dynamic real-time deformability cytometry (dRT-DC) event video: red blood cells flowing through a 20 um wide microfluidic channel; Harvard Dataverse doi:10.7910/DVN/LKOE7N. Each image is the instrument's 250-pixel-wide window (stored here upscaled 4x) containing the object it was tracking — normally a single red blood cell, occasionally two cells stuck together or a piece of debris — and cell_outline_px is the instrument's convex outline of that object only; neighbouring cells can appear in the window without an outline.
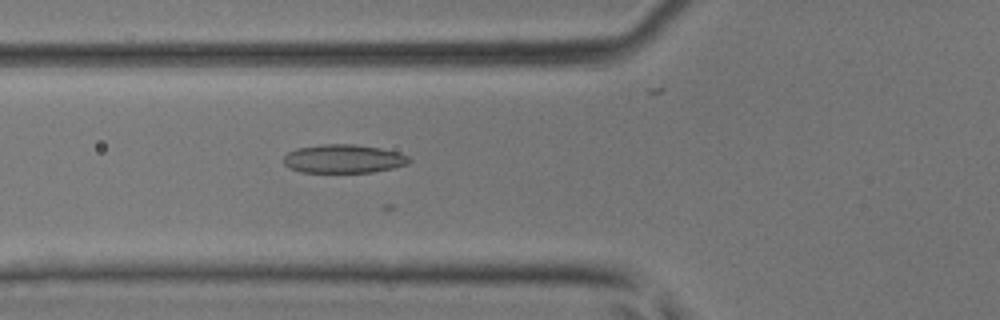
{"species": "common noctule bat (a hibernating species)", "species_latin": "Nyctalus noctula", "temperature_condition": "room temperature", "stored_images_in_passage": 18, "camera_frame_rate_fps": 3000, "um_per_image_px": 0.085, "animal": {"sex": "male", "body_mass_g": 17.9, "forearm_length_mm": 54.2}, "frame": {"image": 1, "passage_image": 7, "time_ms": 2.0, "image_size_px": [1000, 320], "cell_outline_px": [[412, 160], [408, 164], [392, 168], [372, 172], [300, 172], [288, 168], [284, 164], [284, 156], [288, 152], [296, 148], [324, 144], [356, 144], [380, 148], [400, 152], [408, 156]], "centroid_in_image_um": [29.2, 13.49], "position_along_channel_um": 96.6, "area_um2": 21.04}}
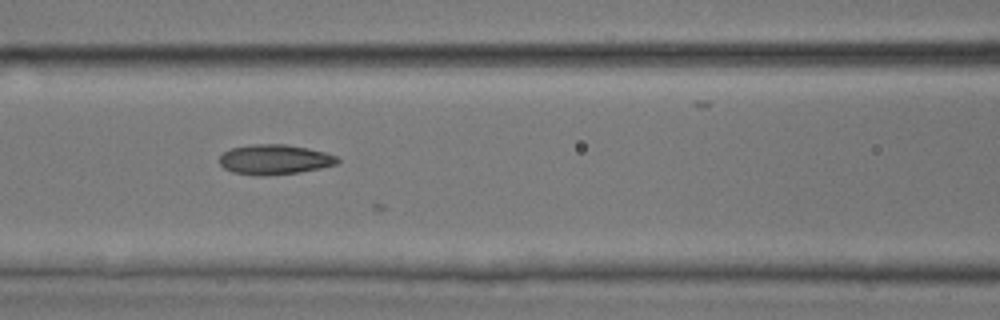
{"frame": {"image": 2, "passage_image": 10, "time_ms": 3.0, "image_size_px": [1000, 320], "cell_outline_px": [[340, 160], [336, 164], [320, 168], [300, 172], [264, 176], [260, 176], [232, 172], [224, 168], [220, 164], [220, 156], [224, 152], [232, 148], [252, 144], [284, 144], [308, 148], [324, 152], [336, 156]], "centroid_in_image_um": [23.33, 13.56], "position_along_channel_um": 143.3, "area_um2": 20.52}}
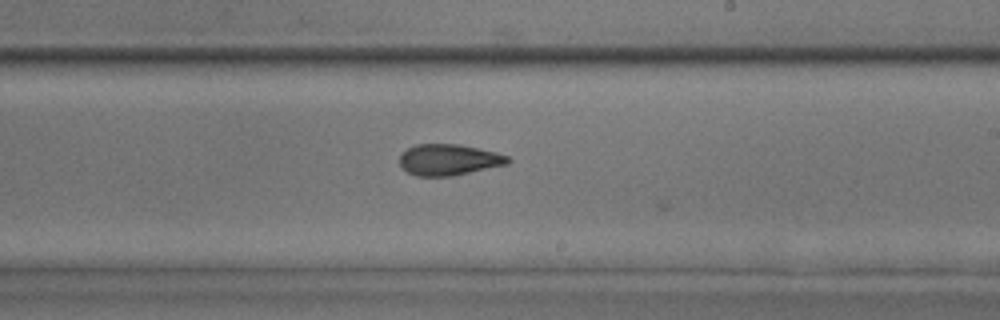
{"frame": {"image": 3, "passage_image": 17, "time_ms": 5.333, "image_size_px": [1000, 320], "cell_outline_px": [[512, 160], [508, 164], [452, 176], [416, 176], [408, 172], [400, 164], [400, 156], [408, 148], [416, 144], [460, 144], [496, 152], [508, 156]], "centroid_in_image_um": [38.17, 13.57], "position_along_channel_um": 250.8, "area_um2": 19.59}}